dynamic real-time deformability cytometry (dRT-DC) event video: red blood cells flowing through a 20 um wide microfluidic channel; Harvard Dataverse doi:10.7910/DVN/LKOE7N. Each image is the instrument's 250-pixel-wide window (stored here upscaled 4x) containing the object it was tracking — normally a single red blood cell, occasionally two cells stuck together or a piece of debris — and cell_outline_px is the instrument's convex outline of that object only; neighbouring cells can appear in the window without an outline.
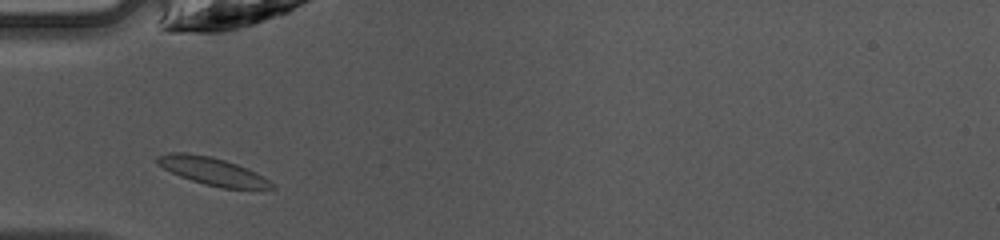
{"species": "common noctule bat (a hibernating species)", "species_latin": "Nyctalus noctula", "temperature_condition": "warm", "stored_images_in_passage": 33, "camera_frame_rate_fps": 3000, "um_per_image_px": 0.085, "animal": {"sex": "female", "body_mass_g": 10.0, "forearm_length_mm": 53.1}, "frame": {"image": 1, "passage_image": 1, "time_ms": 0.0, "image_size_px": [1000, 240], "cell_outline_px": [[276, 188], [220, 188], [204, 184], [180, 176], [164, 168], [156, 160], [156, 156], [168, 152], [184, 152], [212, 156], [236, 164], [256, 172], [268, 180]], "centroid_in_image_um": [18.02, 14.53], "position_along_channel_um": 67.0, "area_um2": 18.15}}
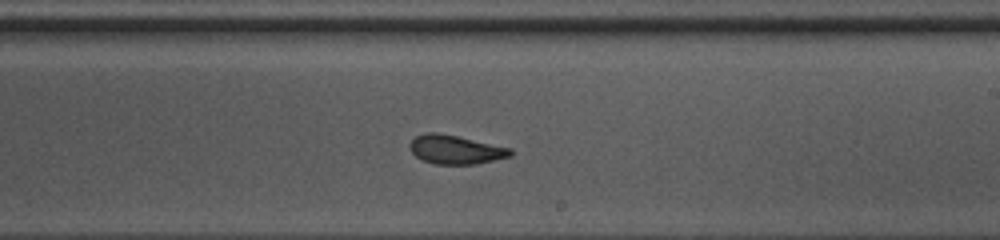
{"frame": {"image": 2, "passage_image": 14, "time_ms": 4.333, "image_size_px": [1000, 240], "cell_outline_px": [[512, 156], [476, 164], [436, 164], [420, 160], [408, 148], [408, 144], [416, 136], [424, 132], [436, 132], [456, 136], [512, 148]], "centroid_in_image_um": [38.69, 12.72], "position_along_channel_um": 250.3, "area_um2": 16.99}}
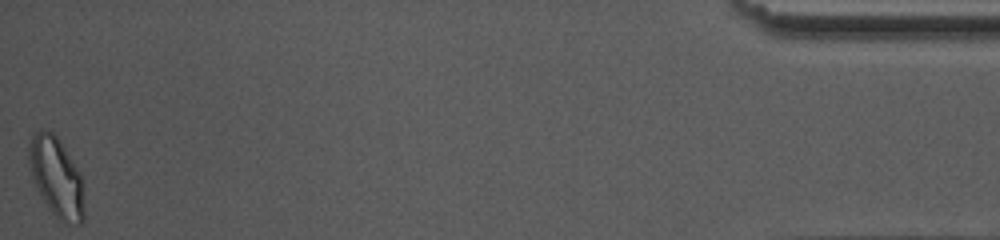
{"frame": {"image": 3, "passage_image": 33, "time_ms": 10.667, "image_size_px": [1000, 240], "cell_outline_px": [[84, 220], [80, 224], [76, 224], [60, 220], [48, 208], [36, 188], [28, 160], [28, 144], [32, 136], [40, 128], [44, 128], [52, 132], [60, 140], [80, 172], [84, 208]], "centroid_in_image_um": [4.78, 15.02], "position_along_channel_um": 430.4, "area_um2": 25.55}, "authors_computed_cell_mechanics": {"area_um2": 17.34, "velocity_mm_per_s": 4.2402, "shape_relaxation_time_tau1_ms": 6.5991, "shape_relaxation_time_tau2_ms": 1.7391, "deformation_change_tau1": 0.1775, "deformation_change_tau2": 0.0687}}